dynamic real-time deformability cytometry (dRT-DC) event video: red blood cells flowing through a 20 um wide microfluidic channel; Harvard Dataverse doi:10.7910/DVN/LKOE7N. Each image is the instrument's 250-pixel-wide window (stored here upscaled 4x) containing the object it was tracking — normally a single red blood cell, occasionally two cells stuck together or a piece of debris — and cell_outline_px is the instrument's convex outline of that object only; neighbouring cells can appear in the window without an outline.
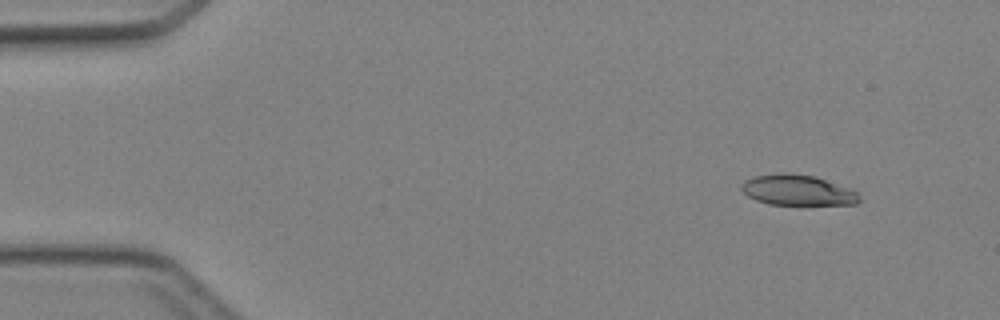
{"species": "Egyptian fruit bat (a non-hibernating species)", "species_latin": "Rousettus aegyptiacus", "temperature_condition": "cold", "stored_images_in_passage": 43, "camera_frame_rate_fps": 3000, "um_per_image_px": 0.085, "animal": {"sex": "female"}, "frame": {"image": 1, "passage_image": 2, "time_ms": 0.333, "image_size_px": [1000, 320], "cell_outline_px": [[860, 200], [856, 204], [768, 204], [756, 200], [748, 196], [740, 188], [740, 184], [744, 180], [756, 176], [784, 172], [812, 176], [848, 188], [856, 192]], "centroid_in_image_um": [67.73, 16.16], "position_along_channel_um": 17.3, "area_um2": 20.52}}
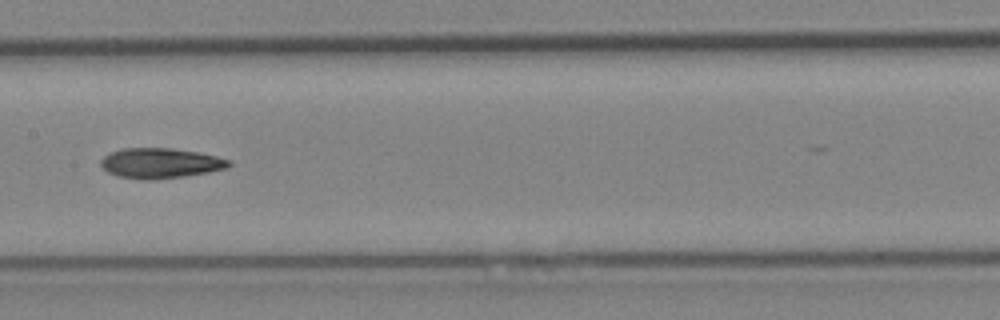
{"frame": {"image": 2, "passage_image": 21, "time_ms": 6.667, "image_size_px": [1000, 320], "cell_outline_px": [[232, 164], [228, 168], [208, 172], [184, 176], [148, 180], [144, 180], [116, 176], [108, 172], [100, 164], [100, 160], [108, 152], [124, 148], [172, 148], [200, 152], [232, 160]], "centroid_in_image_um": [13.64, 13.86], "position_along_channel_um": 193.8, "area_um2": 22.72}}
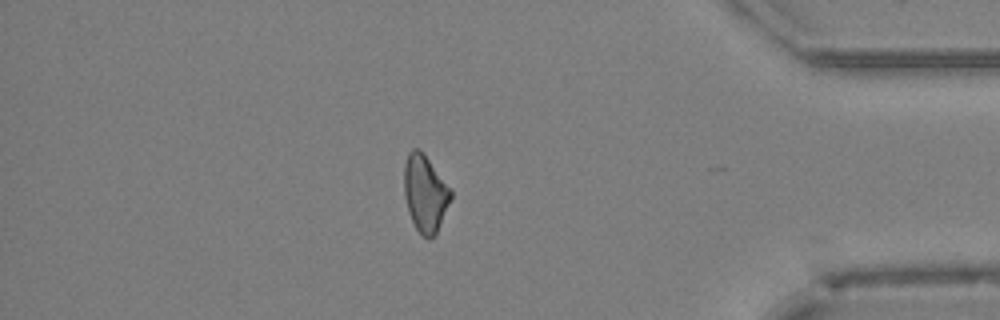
{"frame": {"image": 3, "passage_image": 37, "time_ms": 12.0, "image_size_px": [1000, 320], "cell_outline_px": [[452, 196], [436, 236], [428, 240], [420, 236], [408, 212], [404, 196], [404, 164], [408, 152], [412, 148], [420, 148], [424, 152], [452, 192]], "centroid_in_image_um": [36.12, 16.46], "position_along_channel_um": 399.1, "area_um2": 21.21}}